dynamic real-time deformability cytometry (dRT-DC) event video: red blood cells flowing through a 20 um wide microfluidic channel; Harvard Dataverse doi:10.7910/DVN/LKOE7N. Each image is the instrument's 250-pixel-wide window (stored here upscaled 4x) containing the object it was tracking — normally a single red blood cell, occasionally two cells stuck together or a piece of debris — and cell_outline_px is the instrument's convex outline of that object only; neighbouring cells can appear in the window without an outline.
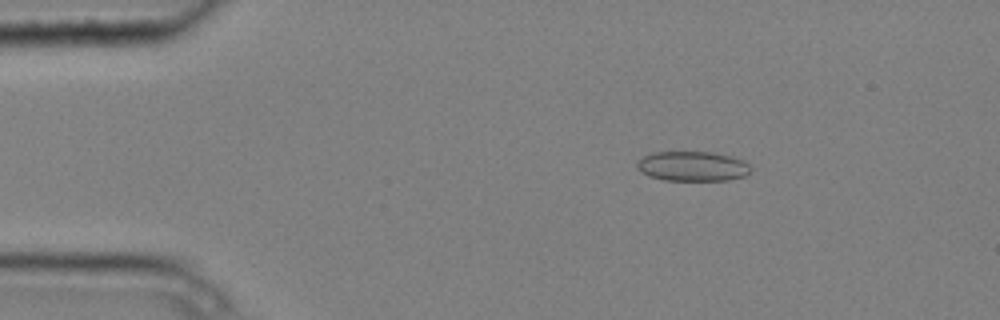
{"species": "common noctule bat (a hibernating species)", "species_latin": "Nyctalus noctula", "temperature_condition": "cold", "stored_images_in_passage": 5, "camera_frame_rate_fps": 3000, "um_per_image_px": 0.085, "animal": {"sex": "male", "body_mass_g": 20.4}, "frame": {"image": 1, "passage_image": 2, "time_ms": 0.333, "image_size_px": [1000, 320], "cell_outline_px": [[752, 168], [744, 176], [728, 180], [664, 180], [648, 176], [640, 172], [636, 168], [636, 160], [652, 152], [712, 152], [732, 156], [744, 160]], "centroid_in_image_um": [58.83, 14.12], "position_along_channel_um": 26.2, "area_um2": 19.94}}